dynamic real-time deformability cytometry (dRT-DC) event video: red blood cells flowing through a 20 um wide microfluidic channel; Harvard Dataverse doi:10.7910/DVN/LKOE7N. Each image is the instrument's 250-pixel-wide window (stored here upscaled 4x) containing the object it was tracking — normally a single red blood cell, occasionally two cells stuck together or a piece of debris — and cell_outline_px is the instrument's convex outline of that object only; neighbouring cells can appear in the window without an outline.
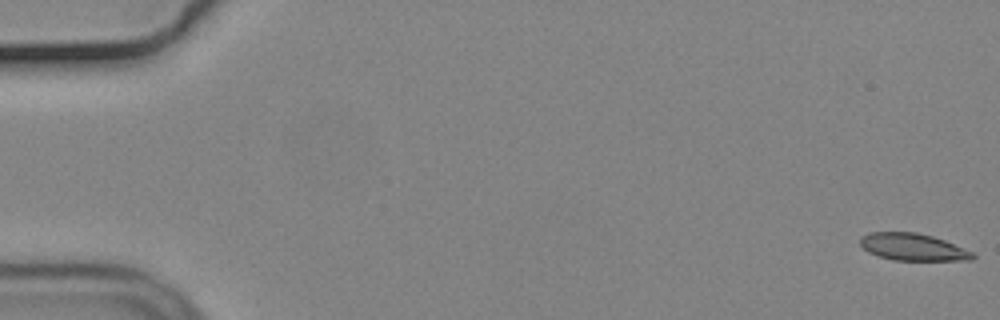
{"species": "common noctule bat (a hibernating species)", "species_latin": "Nyctalus noctula", "temperature_condition": "cold", "stored_images_in_passage": 47, "camera_frame_rate_fps": 3000, "um_per_image_px": 0.085, "animal": {"sex": "male", "body_mass_g": 19.2, "forearm_length_mm": 51.8}, "frame": {"image": 1, "passage_image": 1, "time_ms": 0.0, "image_size_px": [1000, 320], "cell_outline_px": [[976, 256], [972, 260], [892, 260], [868, 252], [860, 244], [860, 240], [868, 232], [916, 232], [932, 236], [944, 240], [972, 252]], "centroid_in_image_um": [77.59, 21.0], "position_along_channel_um": 7.4, "area_um2": 17.57}}
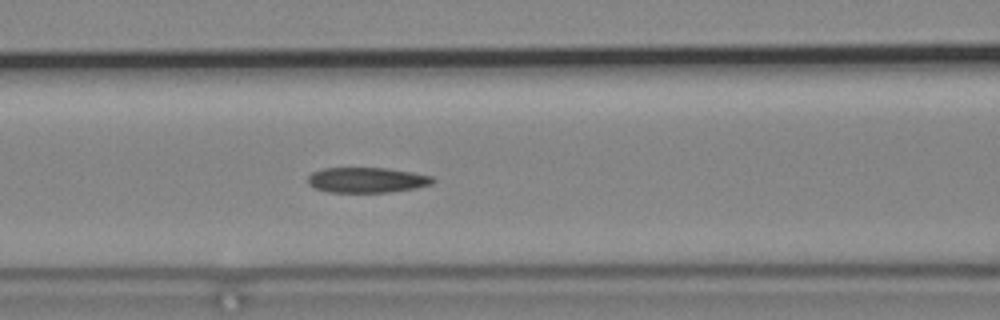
{"frame": {"image": 2, "passage_image": 24, "time_ms": 7.667, "image_size_px": [1000, 320], "cell_outline_px": [[436, 180], [432, 184], [416, 188], [388, 192], [328, 192], [316, 188], [308, 184], [308, 176], [312, 172], [324, 168], [388, 168], [412, 172], [432, 176]], "centroid_in_image_um": [31.2, 15.3], "position_along_channel_um": 135.4, "area_um2": 18.44}}
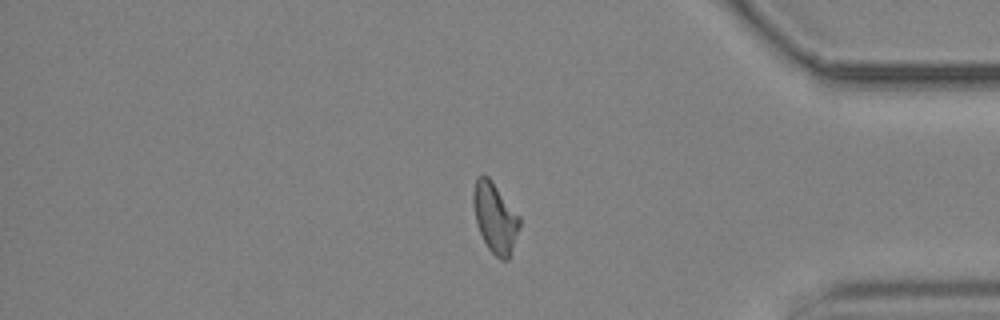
{"frame": {"image": 3, "passage_image": 47, "time_ms": 15.333, "image_size_px": [1000, 320], "cell_outline_px": [[520, 224], [508, 260], [500, 260], [488, 248], [480, 232], [476, 220], [472, 204], [472, 192], [476, 176], [488, 176], [520, 216]], "centroid_in_image_um": [42.06, 18.48], "position_along_channel_um": 393.1, "area_um2": 18.67}, "authors_computed_cell_mechanics": {"area_um2": 18.9584, "velocity_mm_per_s": 3.6938, "shape_relaxation_time_tau1_ms": null, "shape_relaxation_time_tau2_ms": 3.8933, "deformation_change_tau1": null, "deformation_change_tau2": 0.1087}}